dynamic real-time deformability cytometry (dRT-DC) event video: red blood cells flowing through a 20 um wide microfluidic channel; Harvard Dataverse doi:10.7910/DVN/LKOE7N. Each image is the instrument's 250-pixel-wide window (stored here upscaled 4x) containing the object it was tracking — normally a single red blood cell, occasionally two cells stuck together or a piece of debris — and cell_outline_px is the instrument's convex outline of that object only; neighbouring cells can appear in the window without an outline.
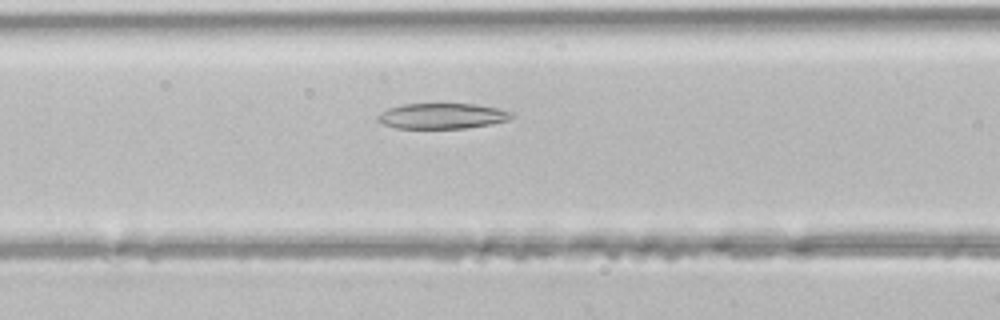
{"species": "common noctule bat (a hibernating species)", "species_latin": "Nyctalus noctula", "temperature_condition": "room temperature", "stored_images_in_passage": 32, "camera_frame_rate_fps": 3000, "um_per_image_px": 0.085, "animal": {"sex": "male", "body_mass_g": 21.5, "forearm_length_mm": 52.0}, "frame": {"image": 1, "passage_image": 5, "time_ms": 1.333, "image_size_px": [1000, 320], "cell_outline_px": [[516, 116], [508, 120], [488, 124], [464, 128], [396, 128], [384, 124], [376, 120], [376, 116], [380, 112], [388, 108], [400, 104], [476, 104], [496, 108], [512, 112]], "centroid_in_image_um": [37.54, 9.85], "position_along_channel_um": 129.1, "area_um2": 19.88}}
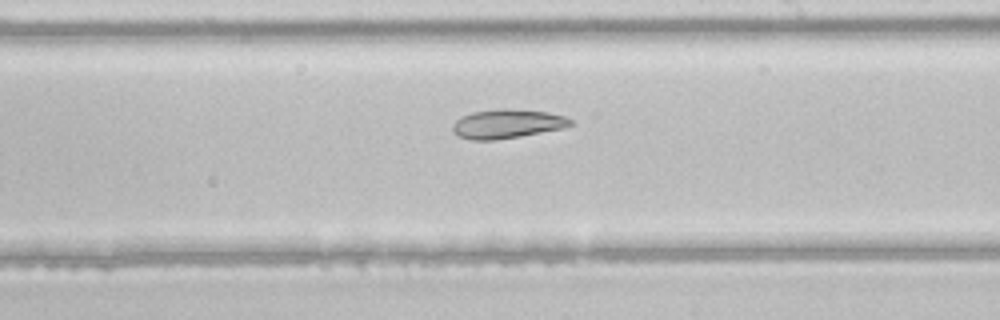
{"frame": {"image": 2, "passage_image": 13, "time_ms": 4.0, "image_size_px": [1000, 320], "cell_outline_px": [[572, 124], [564, 128], [520, 136], [496, 140], [472, 140], [460, 136], [452, 132], [452, 124], [460, 116], [472, 112], [496, 108], [512, 108], [548, 112], [564, 116], [572, 120]], "centroid_in_image_um": [43.08, 10.51], "position_along_channel_um": 245.9, "area_um2": 20.17}}
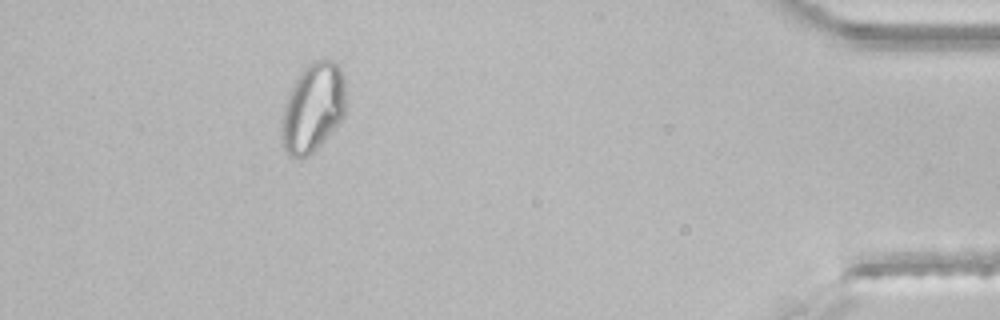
{"frame": {"image": 3, "passage_image": 28, "time_ms": 9.0, "image_size_px": [1000, 320], "cell_outline_px": [[344, 116], [320, 144], [308, 156], [300, 160], [288, 156], [284, 148], [280, 136], [280, 128], [284, 108], [288, 96], [296, 76], [312, 60], [336, 60], [344, 76]], "centroid_in_image_um": [26.57, 9.16], "position_along_channel_um": 408.6, "area_um2": 33.35}}